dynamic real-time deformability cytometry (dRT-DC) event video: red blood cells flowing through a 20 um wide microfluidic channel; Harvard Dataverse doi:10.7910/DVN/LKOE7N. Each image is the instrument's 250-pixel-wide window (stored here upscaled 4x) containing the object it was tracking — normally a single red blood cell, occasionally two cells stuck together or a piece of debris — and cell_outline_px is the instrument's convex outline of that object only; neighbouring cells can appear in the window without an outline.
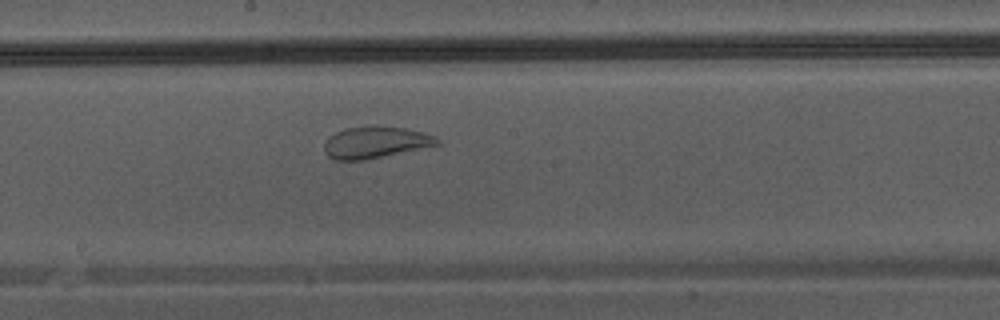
{"species": "Egyptian fruit bat (a non-hibernating species)", "species_latin": "Rousettus aegyptiacus", "temperature_condition": "warm", "stored_images_in_passage": 36, "camera_frame_rate_fps": 3000, "um_per_image_px": 0.085, "animal": {"sex": "male"}, "frame": {"image": 1, "passage_image": 16, "time_ms": 5.0, "image_size_px": [1000, 320], "cell_outline_px": [[440, 144], [364, 160], [336, 160], [328, 156], [324, 152], [324, 144], [328, 136], [344, 128], [404, 128], [424, 132], [436, 136], [440, 140]], "centroid_in_image_um": [31.89, 12.13], "position_along_channel_um": 216.3, "area_um2": 20.23}}
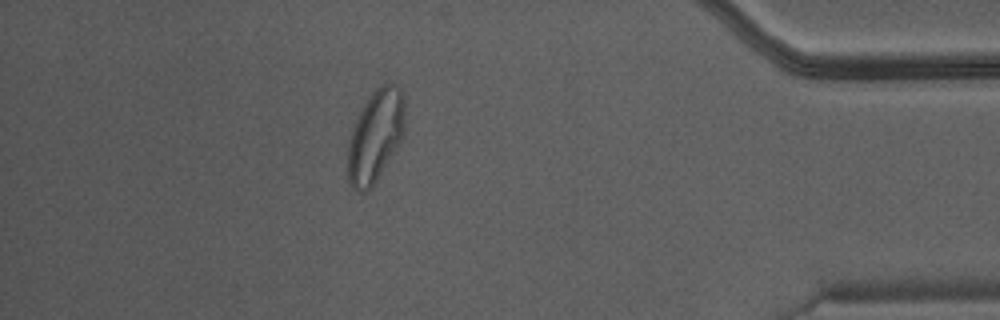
{"frame": {"image": 2, "passage_image": 31, "time_ms": 10.0, "image_size_px": [1000, 320], "cell_outline_px": [[404, 136], [400, 144], [372, 188], [364, 192], [360, 192], [352, 188], [348, 180], [348, 144], [352, 128], [364, 104], [372, 92], [376, 88], [384, 84], [392, 84], [400, 88], [404, 92]], "centroid_in_image_um": [31.93, 11.59], "position_along_channel_um": 403.3, "area_um2": 30.81}}